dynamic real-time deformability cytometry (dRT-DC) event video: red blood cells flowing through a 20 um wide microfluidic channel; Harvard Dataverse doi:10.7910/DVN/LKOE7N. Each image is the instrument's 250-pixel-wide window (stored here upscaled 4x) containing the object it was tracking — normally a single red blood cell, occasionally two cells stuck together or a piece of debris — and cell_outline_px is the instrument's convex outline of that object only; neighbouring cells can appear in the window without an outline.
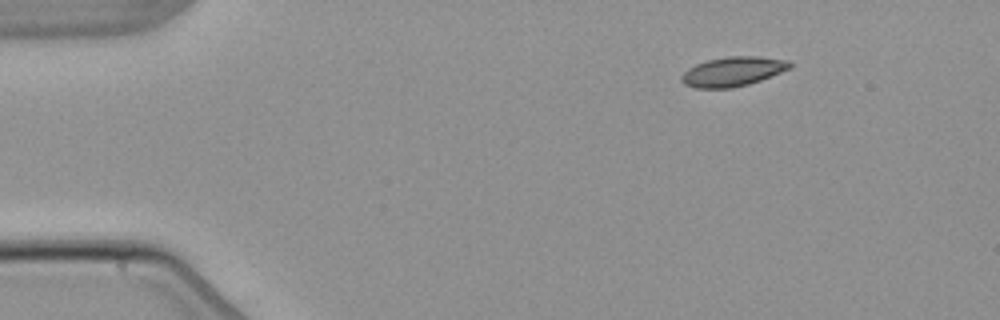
{"species": "common noctule bat (a hibernating species)", "species_latin": "Nyctalus noctula", "temperature_condition": "warm", "stored_images_in_passage": 3, "camera_frame_rate_fps": 3000, "um_per_image_px": 0.085, "animal": {"sex": "male", "body_mass_g": 21.5, "forearm_length_mm": 52.0}, "frame": {"image": 1, "passage_image": 3, "time_ms": 3.333, "image_size_px": [1000, 320], "cell_outline_px": [[792, 68], [760, 80], [748, 84], [732, 88], [696, 88], [684, 84], [680, 80], [680, 76], [688, 68], [696, 64], [708, 60], [728, 56], [756, 56], [788, 60], [792, 64]], "centroid_in_image_um": [62.28, 6.08], "position_along_channel_um": 22.7, "area_um2": 18.61}}